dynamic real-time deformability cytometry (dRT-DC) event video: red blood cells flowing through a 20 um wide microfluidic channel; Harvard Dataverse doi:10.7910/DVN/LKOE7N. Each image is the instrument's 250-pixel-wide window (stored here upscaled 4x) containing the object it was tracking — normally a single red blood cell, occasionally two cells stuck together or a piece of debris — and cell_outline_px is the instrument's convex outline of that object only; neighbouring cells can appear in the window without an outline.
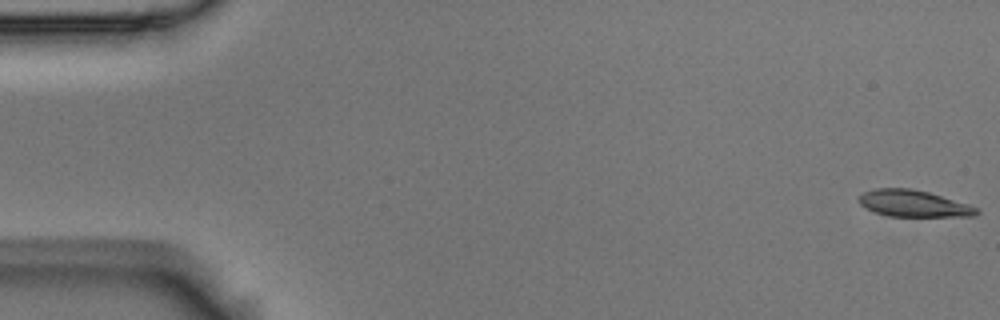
{"species": "Egyptian fruit bat (a non-hibernating species)", "species_latin": "Rousettus aegyptiacus", "temperature_condition": "room temperature", "stored_images_in_passage": 57, "camera_frame_rate_fps": 3000, "um_per_image_px": 0.085, "animal": {"sex": "male"}, "frame": {"image": 1, "passage_image": 1, "time_ms": 0.0, "image_size_px": [1000, 320], "cell_outline_px": [[980, 212], [976, 216], [888, 216], [876, 212], [860, 204], [856, 200], [864, 192], [876, 188], [912, 188], [928, 192], [968, 204], [980, 208]], "centroid_in_image_um": [77.67, 17.3], "position_along_channel_um": 7.3, "area_um2": 18.21}}
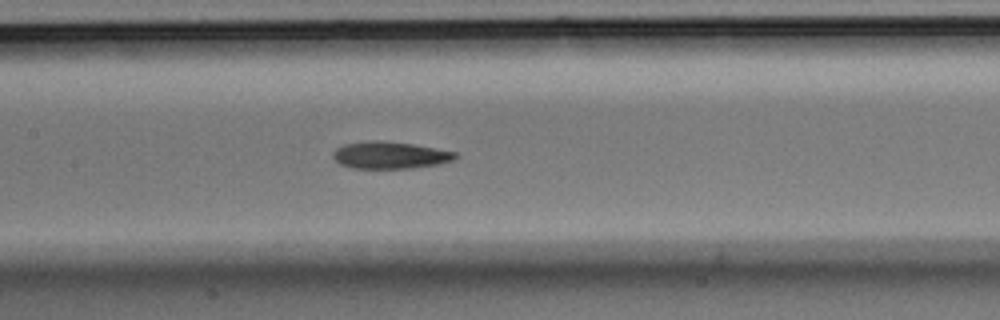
{"frame": {"image": 2, "passage_image": 27, "time_ms": 8.667, "image_size_px": [1000, 320], "cell_outline_px": [[460, 156], [452, 160], [436, 164], [412, 168], [352, 168], [340, 164], [332, 156], [332, 152], [336, 148], [344, 144], [368, 140], [376, 140], [412, 144], [456, 152]], "centroid_in_image_um": [33.11, 13.18], "position_along_channel_um": 174.3, "area_um2": 19.19}}
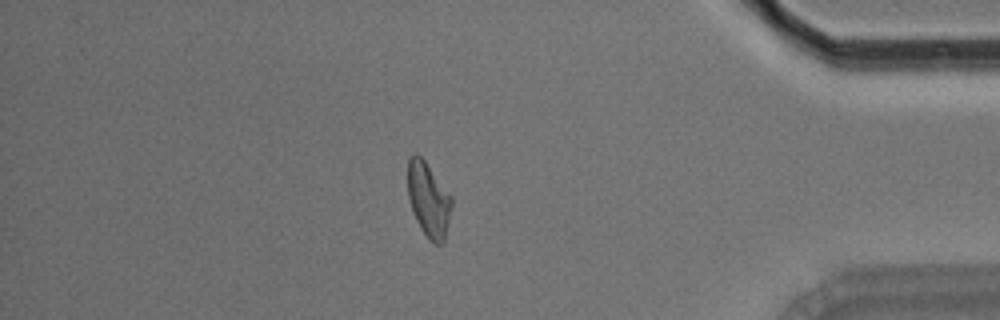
{"frame": {"image": 3, "passage_image": 49, "time_ms": 16.0, "image_size_px": [1000, 320], "cell_outline_px": [[452, 204], [444, 244], [436, 244], [428, 240], [420, 228], [416, 220], [408, 196], [408, 156], [416, 152], [424, 160], [452, 196]], "centroid_in_image_um": [36.43, 16.98], "position_along_channel_um": 398.8, "area_um2": 19.13}, "authors_computed_cell_mechanics": {"area_um2": 19.1896, "velocity_mm_per_s": 3.541, "shape_relaxation_time_tau1_ms": 4.6752, "shape_relaxation_time_tau2_ms": 2.4057, "deformation_change_tau1": 0.1704, "deformation_change_tau2": 0.0828}}